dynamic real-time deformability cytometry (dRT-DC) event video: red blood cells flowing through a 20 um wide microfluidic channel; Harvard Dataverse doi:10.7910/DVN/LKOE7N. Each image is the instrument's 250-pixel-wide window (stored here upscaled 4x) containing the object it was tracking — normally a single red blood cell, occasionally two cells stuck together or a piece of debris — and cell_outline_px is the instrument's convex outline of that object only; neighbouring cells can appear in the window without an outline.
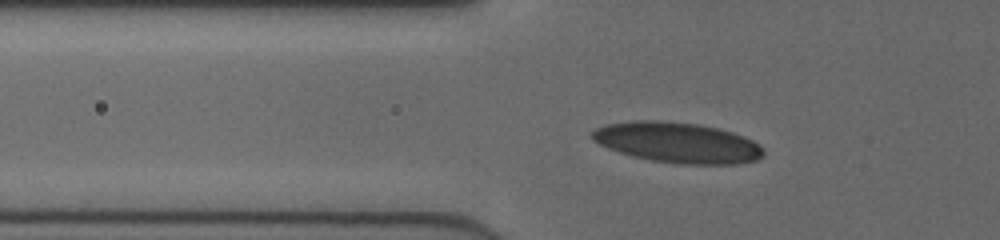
{"species": "human", "species_latin": "Homo sapiens", "temperature_condition": "cold", "stored_images_in_passage": 48, "camera_frame_rate_fps": 3000, "um_per_image_px": 0.085, "donor": {"sex": "female"}, "frame": {"image": 1, "passage_image": 14, "time_ms": 4.333, "image_size_px": [1000, 240], "cell_outline_px": [[764, 152], [756, 160], [736, 164], [680, 164], [652, 160], [632, 156], [608, 148], [592, 140], [588, 136], [596, 128], [608, 124], [632, 120], [660, 120], [700, 124], [732, 132], [744, 136], [752, 140]], "centroid_in_image_um": [57.53, 12.11], "position_along_channel_um": 68.3, "area_um2": 40.29}}
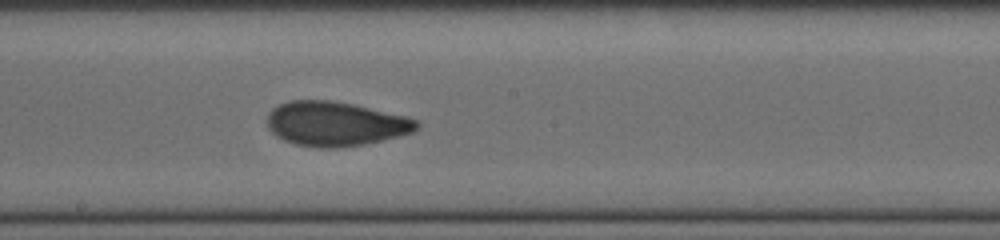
{"frame": {"image": 2, "passage_image": 26, "time_ms": 8.333, "image_size_px": [1000, 240], "cell_outline_px": [[420, 128], [412, 132], [364, 144], [336, 148], [320, 148], [296, 144], [284, 140], [276, 136], [268, 128], [268, 112], [272, 108], [280, 104], [292, 100], [332, 100], [352, 104], [408, 116], [416, 120], [420, 124]], "centroid_in_image_um": [28.51, 10.51], "position_along_channel_um": 219.7, "area_um2": 38.61}}
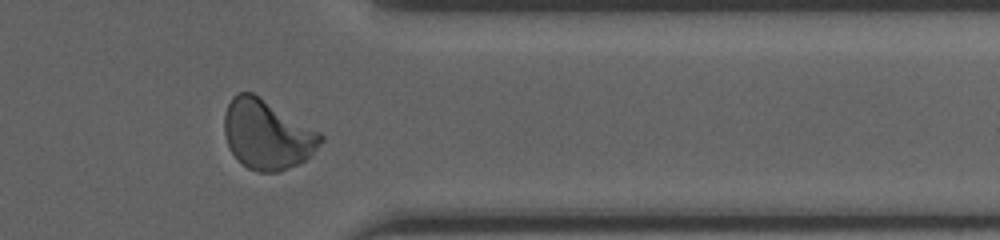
{"frame": {"image": 3, "passage_image": 39, "time_ms": 12.667, "image_size_px": [1000, 240], "cell_outline_px": [[324, 140], [300, 164], [280, 172], [260, 172], [248, 168], [228, 148], [224, 132], [224, 116], [228, 104], [232, 96], [236, 92], [252, 92], [320, 132], [324, 136]], "centroid_in_image_um": [22.69, 11.43], "position_along_channel_um": 388.7, "area_um2": 38.78}, "authors_computed_cell_mechanics": {"area_um2": 36.9631, "velocity_mm_per_s": 3.9782, "shape_relaxation_time_tau1_ms": 5.5528, "shape_relaxation_time_tau2_ms": 0.9032, "deformation_change_tau1": 0.1654, "deformation_change_tau2": 0.052}}